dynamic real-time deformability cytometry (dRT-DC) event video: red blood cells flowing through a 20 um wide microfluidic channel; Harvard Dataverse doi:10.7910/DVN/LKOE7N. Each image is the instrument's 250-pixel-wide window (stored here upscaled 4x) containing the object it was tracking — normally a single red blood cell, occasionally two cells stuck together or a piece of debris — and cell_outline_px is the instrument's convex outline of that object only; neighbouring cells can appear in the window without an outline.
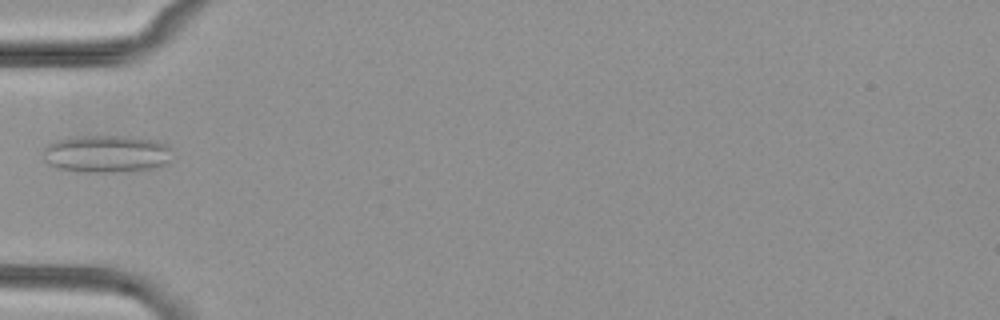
{"species": "common noctule bat (a hibernating species)", "species_latin": "Nyctalus noctula", "temperature_condition": "cold", "stored_images_in_passage": 2, "camera_frame_rate_fps": 3000, "um_per_image_px": 0.085, "animal": {"sex": "female", "body_mass_g": 29.2, "forearm_length_mm": 56.3}, "frame": {"image": 1, "passage_image": 2, "time_ms": 1.333, "image_size_px": [1000, 320], "cell_outline_px": [[172, 160], [168, 164], [152, 168], [112, 172], [84, 172], [56, 168], [48, 164], [44, 160], [44, 148], [48, 144], [56, 140], [76, 136], [128, 136], [156, 140], [168, 144], [172, 148]], "centroid_in_image_um": [9.09, 13.07], "position_along_channel_um": 75.9, "area_um2": 28.55}}